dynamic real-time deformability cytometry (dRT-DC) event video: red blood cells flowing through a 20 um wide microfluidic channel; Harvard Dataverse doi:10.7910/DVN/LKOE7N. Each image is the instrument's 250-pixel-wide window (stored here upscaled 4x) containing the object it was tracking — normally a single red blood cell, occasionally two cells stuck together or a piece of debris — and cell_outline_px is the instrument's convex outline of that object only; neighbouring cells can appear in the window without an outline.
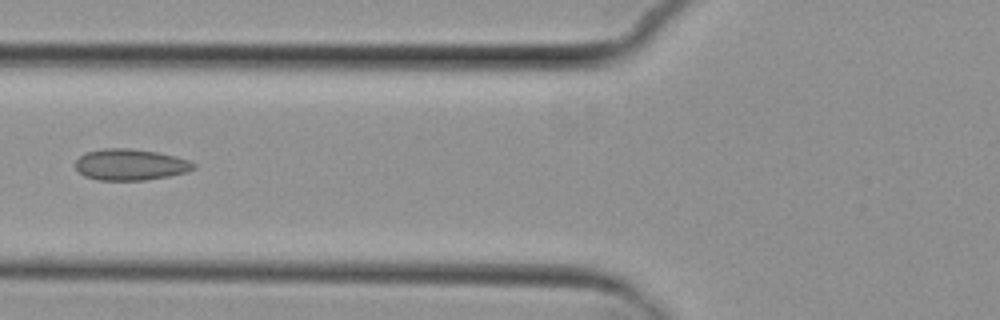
{"species": "common noctule bat (a hibernating species)", "species_latin": "Nyctalus noctula", "temperature_condition": "cold", "stored_images_in_passage": 6, "camera_frame_rate_fps": 3000, "um_per_image_px": 0.085, "animal": {"sex": "female", "body_mass_g": 29.2, "forearm_length_mm": 56.3}, "frame": {"image": 1, "passage_image": 5, "time_ms": 5.0, "image_size_px": [1000, 320], "cell_outline_px": [[196, 168], [188, 172], [168, 176], [144, 180], [96, 180], [84, 176], [76, 168], [76, 160], [84, 152], [104, 148], [128, 148], [156, 152], [176, 156], [188, 160], [196, 164]], "centroid_in_image_um": [11.08, 13.99], "position_along_channel_um": 114.7, "area_um2": 21.62}}
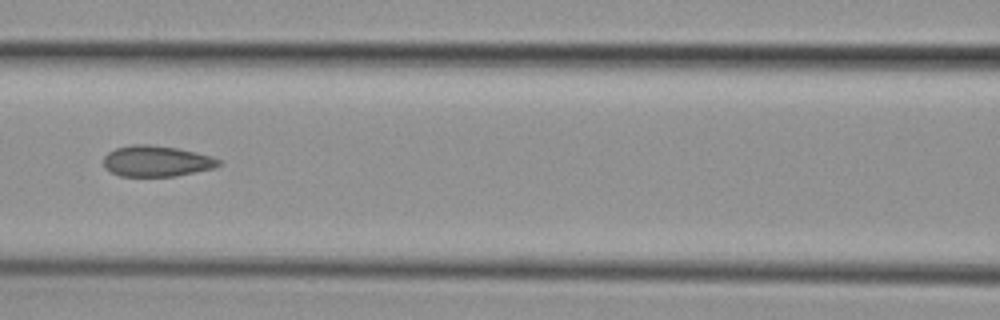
{"frame": {"image": 2, "passage_image": 6, "time_ms": 6.0, "image_size_px": [1000, 320], "cell_outline_px": [[220, 164], [212, 168], [176, 176], [120, 176], [104, 168], [104, 156], [108, 152], [116, 148], [132, 144], [148, 144], [176, 148], [196, 152], [212, 156], [220, 160]], "centroid_in_image_um": [13.28, 13.69], "position_along_channel_um": 153.3, "area_um2": 20.63}}